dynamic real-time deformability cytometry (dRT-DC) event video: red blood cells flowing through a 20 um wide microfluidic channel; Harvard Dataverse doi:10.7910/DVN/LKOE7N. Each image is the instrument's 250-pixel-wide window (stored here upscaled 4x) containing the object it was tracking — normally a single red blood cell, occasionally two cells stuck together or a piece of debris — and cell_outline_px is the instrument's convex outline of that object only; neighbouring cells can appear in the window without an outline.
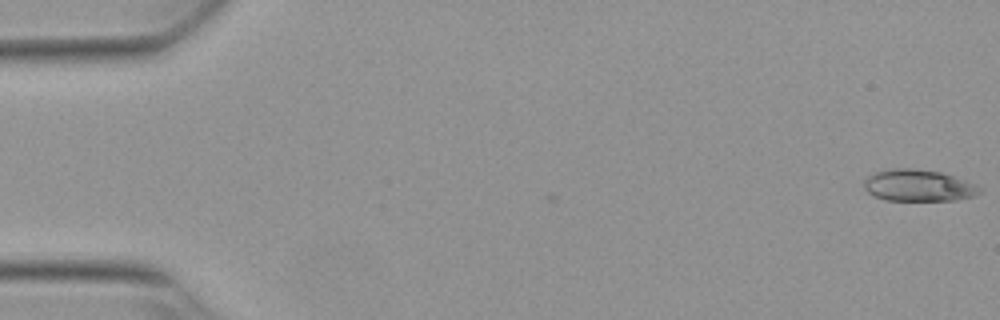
{"species": "Egyptian fruit bat (a non-hibernating species)", "species_latin": "Rousettus aegyptiacus", "temperature_condition": "warm", "stored_images_in_passage": 2, "camera_frame_rate_fps": 3000, "um_per_image_px": 0.085, "animal": {"sex": "female"}, "frame": {"image": 1, "passage_image": 2, "time_ms": 0.333, "image_size_px": [1000, 320], "cell_outline_px": [[984, 188], [976, 196], [952, 200], [884, 200], [868, 192], [864, 188], [864, 176], [876, 172], [896, 168], [908, 168], [940, 172], [976, 184]], "centroid_in_image_um": [78.06, 15.77], "position_along_channel_um": 6.9, "area_um2": 21.27}}